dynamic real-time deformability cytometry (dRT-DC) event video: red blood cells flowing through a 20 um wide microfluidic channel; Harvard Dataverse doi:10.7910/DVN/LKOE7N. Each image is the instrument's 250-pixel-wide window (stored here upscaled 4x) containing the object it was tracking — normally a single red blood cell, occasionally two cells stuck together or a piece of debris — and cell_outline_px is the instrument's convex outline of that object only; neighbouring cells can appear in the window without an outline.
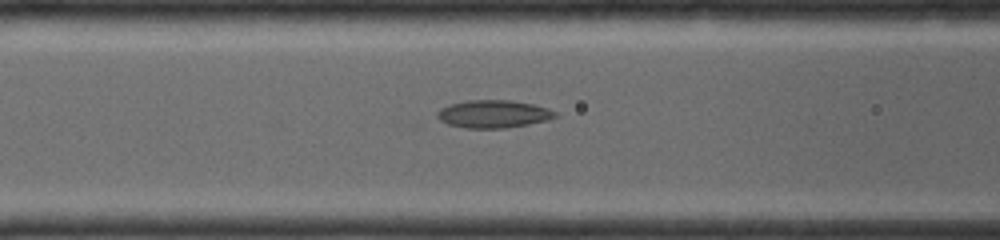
{"species": "common noctule bat (a hibernating species)", "species_latin": "Nyctalus noctula", "temperature_condition": "room temperature", "stored_images_in_passage": 14, "camera_frame_rate_fps": 4000, "um_per_image_px": 0.085, "animal": {"sex": "female", "body_mass_g": 19.0, "forearm_length_mm": 56.7}, "frame": {"image": 1, "passage_image": 11, "time_ms": 6.5, "image_size_px": [1000, 240], "cell_outline_px": [[560, 116], [548, 120], [528, 124], [504, 128], [468, 128], [448, 124], [440, 120], [436, 116], [436, 112], [440, 108], [448, 104], [468, 100], [512, 100], [532, 104], [548, 108], [556, 112]], "centroid_in_image_um": [41.94, 9.68], "position_along_channel_um": 124.7, "area_um2": 19.19}}
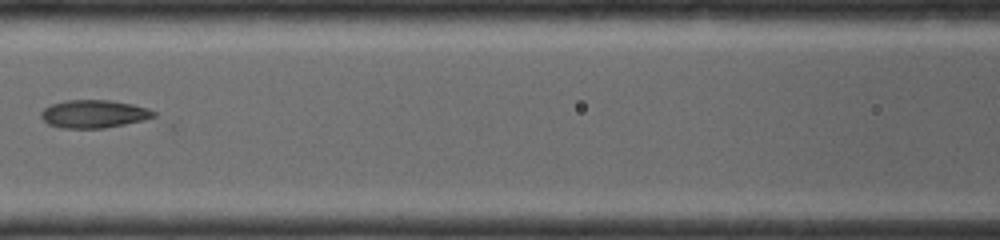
{"frame": {"image": 2, "passage_image": 12, "time_ms": 7.25, "image_size_px": [1000, 240], "cell_outline_px": [[156, 116], [144, 120], [104, 128], [64, 128], [48, 124], [40, 116], [40, 112], [44, 108], [52, 104], [64, 100], [112, 100], [132, 104], [148, 108], [156, 112]], "centroid_in_image_um": [7.98, 9.67], "position_along_channel_um": 158.6, "area_um2": 18.38}}